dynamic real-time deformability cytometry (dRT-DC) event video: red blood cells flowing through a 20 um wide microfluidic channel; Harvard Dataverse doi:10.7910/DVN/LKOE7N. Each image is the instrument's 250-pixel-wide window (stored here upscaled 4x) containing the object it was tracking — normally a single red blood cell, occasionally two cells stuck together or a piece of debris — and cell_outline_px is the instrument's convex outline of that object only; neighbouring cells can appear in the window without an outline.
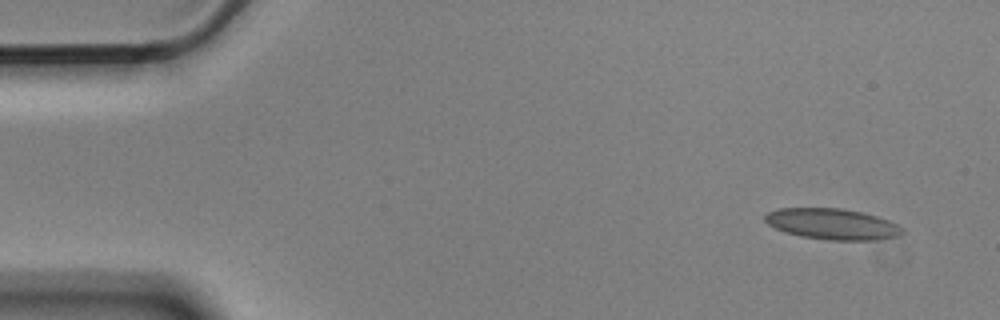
{"species": "Egyptian fruit bat (a non-hibernating species)", "species_latin": "Rousettus aegyptiacus", "temperature_condition": "cold", "stored_images_in_passage": 4, "camera_frame_rate_fps": 3000, "um_per_image_px": 0.085, "animal": {"sex": "male"}, "frame": {"image": 1, "passage_image": 1, "time_ms": 0.0, "image_size_px": [1000, 320], "cell_outline_px": [[904, 232], [896, 236], [872, 240], [828, 240], [800, 236], [784, 232], [768, 224], [764, 220], [764, 216], [768, 212], [780, 208], [840, 208], [860, 212], [876, 216], [888, 220], [904, 228]], "centroid_in_image_um": [70.72, 19.04], "position_along_channel_um": 14.3, "area_um2": 24.62}}